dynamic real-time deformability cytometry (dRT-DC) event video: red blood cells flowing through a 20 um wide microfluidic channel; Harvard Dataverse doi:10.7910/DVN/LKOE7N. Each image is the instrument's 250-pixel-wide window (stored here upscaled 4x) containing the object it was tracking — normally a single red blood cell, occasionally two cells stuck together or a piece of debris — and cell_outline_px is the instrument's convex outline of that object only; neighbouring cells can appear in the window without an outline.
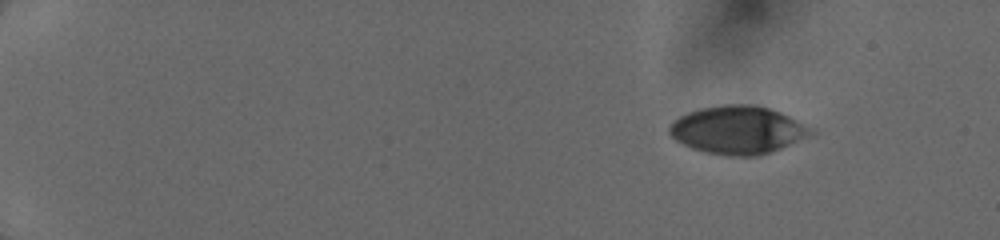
{"species": "human", "species_latin": "Homo sapiens", "temperature_condition": "cold", "stored_images_in_passage": 34, "camera_frame_rate_fps": 3000, "um_per_image_px": 0.085, "donor": {"sex": "female"}, "frame": {"image": 1, "passage_image": 1, "time_ms": 0.0, "image_size_px": [1000, 240], "cell_outline_px": [[816, 132], [780, 148], [756, 156], [732, 156], [708, 152], [692, 148], [676, 140], [668, 132], [668, 128], [672, 120], [688, 112], [700, 108], [720, 104], [756, 104], [780, 112], [796, 120]], "centroid_in_image_um": [62.65, 11.02], "position_along_channel_um": 22.3, "area_um2": 39.13}}
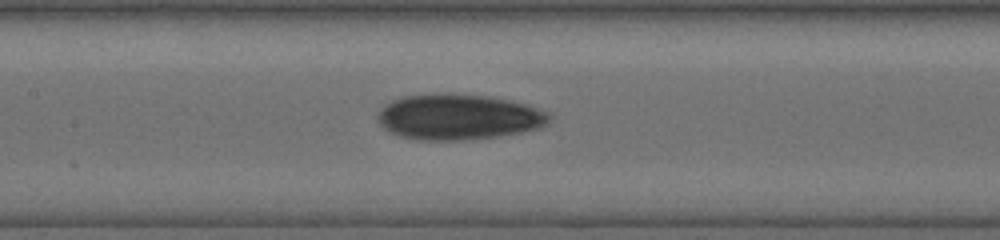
{"frame": {"image": 2, "passage_image": 17, "time_ms": 7.0, "image_size_px": [1000, 240], "cell_outline_px": [[552, 116], [548, 124], [540, 128], [500, 136], [472, 140], [416, 140], [400, 136], [388, 132], [380, 124], [376, 116], [380, 108], [384, 104], [392, 100], [404, 96], [432, 92], [448, 92], [492, 96], [528, 104], [548, 112]], "centroid_in_image_um": [38.96, 9.92], "position_along_channel_um": 168.4, "area_um2": 46.76}}
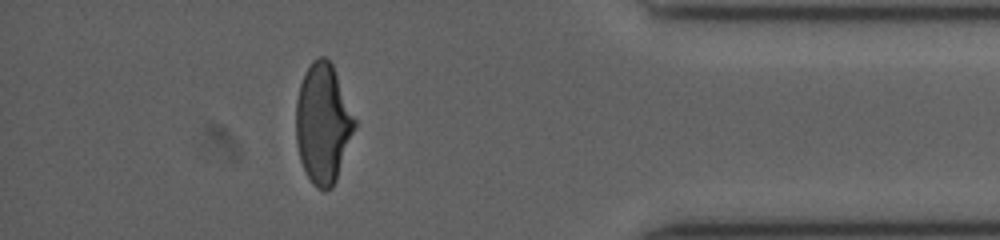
{"frame": {"image": 3, "passage_image": 30, "time_ms": 13.333, "image_size_px": [1000, 240], "cell_outline_px": [[356, 124], [336, 180], [332, 188], [324, 192], [316, 188], [312, 184], [300, 160], [296, 144], [296, 100], [300, 84], [312, 60], [320, 56], [324, 56], [332, 64], [356, 120]], "centroid_in_image_um": [27.44, 10.52], "position_along_channel_um": 407.8, "area_um2": 40.63}}